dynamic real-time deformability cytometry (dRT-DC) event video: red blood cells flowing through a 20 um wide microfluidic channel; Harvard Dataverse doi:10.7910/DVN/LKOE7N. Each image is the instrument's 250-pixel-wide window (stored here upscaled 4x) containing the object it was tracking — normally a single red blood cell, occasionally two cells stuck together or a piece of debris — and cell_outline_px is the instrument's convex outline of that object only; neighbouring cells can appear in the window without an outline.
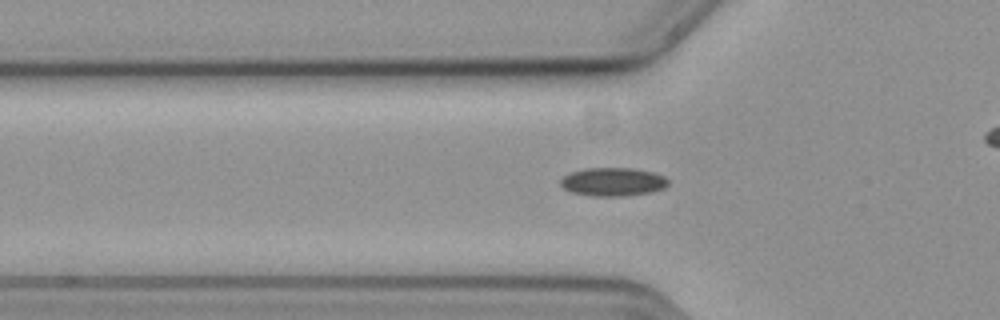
{"species": "common noctule bat (a hibernating species)", "species_latin": "Nyctalus noctula", "temperature_condition": "cold", "stored_images_in_passage": 38, "camera_frame_rate_fps": 3000, "um_per_image_px": 0.085, "animal": {"sex": "female", "body_mass_g": 19.3, "forearm_length_mm": 54.1}, "frame": {"image": 1, "passage_image": 8, "time_ms": 2.333, "image_size_px": [1000, 320], "cell_outline_px": [[668, 184], [664, 188], [652, 192], [624, 196], [592, 196], [572, 192], [564, 188], [560, 184], [560, 180], [564, 176], [572, 172], [588, 168], [632, 168], [652, 172], [664, 176], [668, 180]], "centroid_in_image_um": [52.11, 15.46], "position_along_channel_um": 73.7, "area_um2": 17.74}}
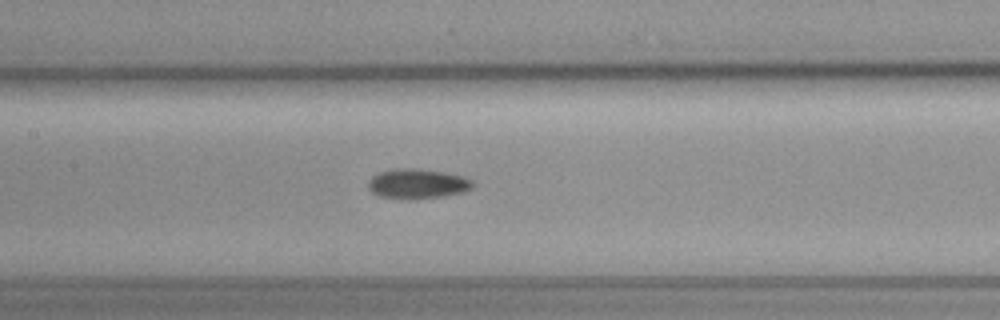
{"frame": {"image": 2, "passage_image": 16, "time_ms": 5.0, "image_size_px": [1000, 320], "cell_outline_px": [[472, 188], [464, 192], [444, 196], [408, 200], [380, 196], [372, 192], [368, 188], [368, 184], [372, 176], [380, 172], [396, 168], [416, 168], [444, 172], [460, 176], [472, 180]], "centroid_in_image_um": [35.46, 15.63], "position_along_channel_um": 171.9, "area_um2": 18.15}}
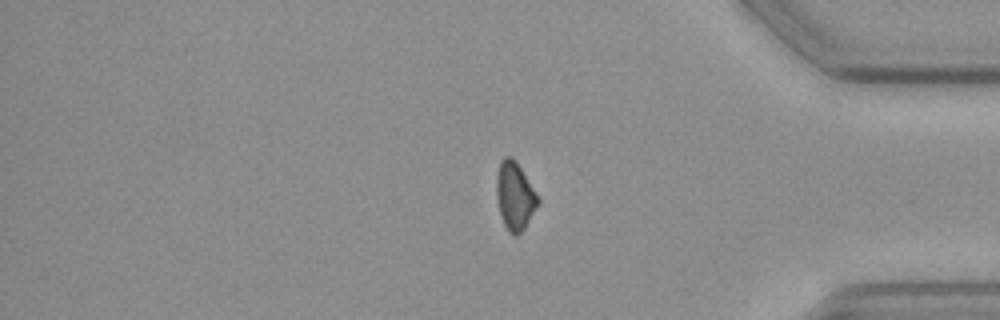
{"frame": {"image": 3, "passage_image": 36, "time_ms": 11.667, "image_size_px": [1000, 320], "cell_outline_px": [[540, 204], [524, 228], [516, 236], [512, 236], [508, 232], [504, 224], [500, 212], [496, 196], [496, 176], [500, 160], [504, 156], [512, 156], [516, 160], [536, 192], [540, 200]], "centroid_in_image_um": [43.76, 16.64], "position_along_channel_um": 391.4, "area_um2": 16.65}, "authors_computed_cell_mechanics": {"area_um2": 17.2822, "velocity_mm_per_s": 3.6604, "shape_relaxation_time_tau1_ms": 6.0899, "shape_relaxation_time_tau2_ms": null, "deformation_change_tau1": 0.0595, "deformation_change_tau2": null}}